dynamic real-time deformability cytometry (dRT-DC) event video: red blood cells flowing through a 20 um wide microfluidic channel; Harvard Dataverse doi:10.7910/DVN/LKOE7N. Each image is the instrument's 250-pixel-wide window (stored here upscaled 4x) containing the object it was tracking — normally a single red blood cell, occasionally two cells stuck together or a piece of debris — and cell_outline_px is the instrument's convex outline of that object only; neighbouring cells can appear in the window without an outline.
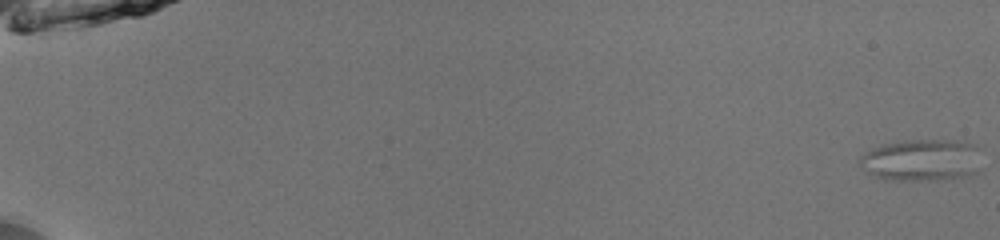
{"species": "common noctule bat (a hibernating species)", "species_latin": "Nyctalus noctula", "temperature_condition": "room temperature", "stored_images_in_passage": 53, "segment_of_instrument_passage": [1, 2], "camera_frame_rate_fps": 3000, "um_per_image_px": 0.085, "animal": {"sex": "male", "body_mass_g": 13.0, "forearm_length_mm": 53.1}, "frame": {"image": 1, "passage_image": 1, "time_ms": 0.0, "image_size_px": [1000, 240], "cell_outline_px": [[980, 172], [972, 176], [936, 180], [884, 180], [872, 176], [856, 160], [864, 152], [880, 144], [900, 140], [960, 140], [976, 144], [980, 148]], "centroid_in_image_um": [78.38, 13.6], "position_along_channel_um": 6.6, "area_um2": 30.87}}
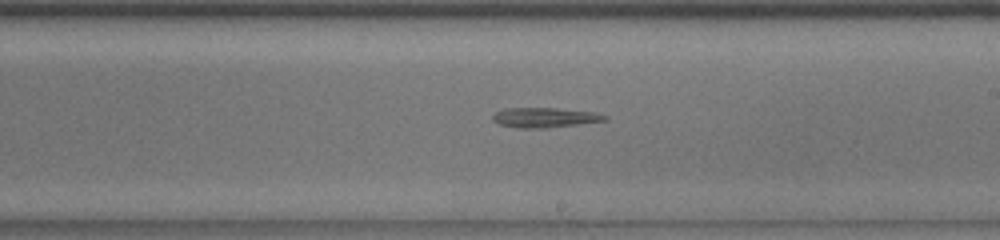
{"frame": {"image": 2, "passage_image": 34, "time_ms": 11.0, "image_size_px": [1000, 240], "cell_outline_px": [[608, 120], [544, 128], [516, 128], [500, 124], [492, 120], [492, 116], [496, 112], [508, 108], [556, 108], [592, 112], [608, 116]], "centroid_in_image_um": [46.28, 9.99], "position_along_channel_um": 242.7, "area_um2": 12.77}}
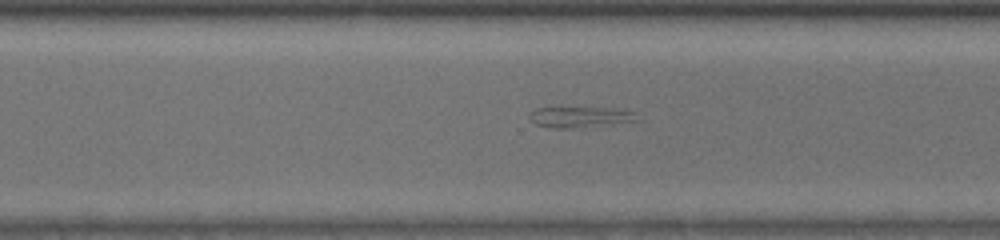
{"frame": {"image": 3, "passage_image": 40, "time_ms": 13.0, "image_size_px": [1000, 240], "cell_outline_px": [[640, 120], [572, 128], [548, 128], [536, 124], [528, 120], [528, 112], [536, 108], [556, 104], [616, 108], [632, 112]], "centroid_in_image_um": [49.13, 9.87], "position_along_channel_um": 321.5, "area_um2": 14.05}}